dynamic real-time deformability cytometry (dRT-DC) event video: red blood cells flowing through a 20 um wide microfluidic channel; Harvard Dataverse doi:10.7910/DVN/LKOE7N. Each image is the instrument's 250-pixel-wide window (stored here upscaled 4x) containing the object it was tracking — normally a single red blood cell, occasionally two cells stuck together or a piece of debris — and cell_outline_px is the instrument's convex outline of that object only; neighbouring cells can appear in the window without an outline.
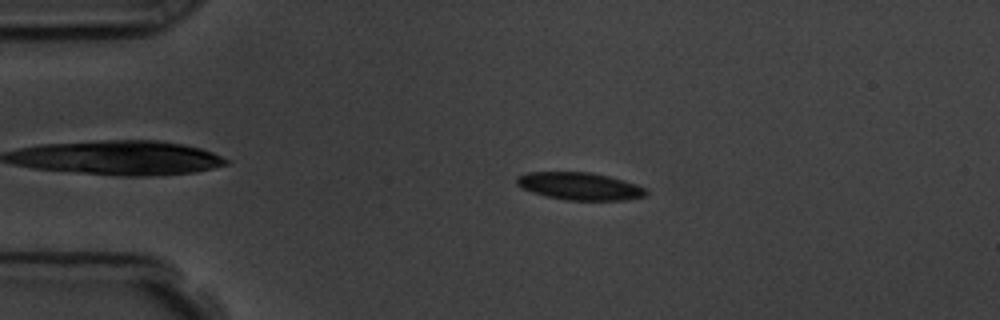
{"species": "common noctule bat (a hibernating species)", "species_latin": "Nyctalus noctula", "temperature_condition": "room temperature", "stored_images_in_passage": 55, "camera_frame_rate_fps": 3000, "um_per_image_px": 0.085, "animal": {"sex": "male", "body_mass_g": 19.5, "forearm_length_mm": 54.6}, "frame": {"image": 1, "passage_image": 10, "time_ms": 3.0, "image_size_px": [1000, 320], "cell_outline_px": [[648, 192], [644, 196], [624, 200], [564, 200], [532, 192], [516, 184], [516, 176], [528, 172], [592, 172], [608, 176], [636, 184], [644, 188]], "centroid_in_image_um": [49.26, 15.82], "position_along_channel_um": 35.7, "area_um2": 20.58}}
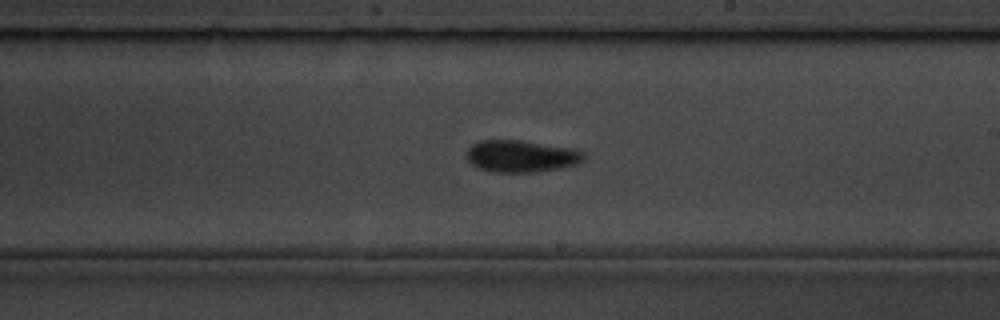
{"frame": {"image": 2, "passage_image": 31, "time_ms": 10.0, "image_size_px": [1000, 320], "cell_outline_px": [[584, 160], [580, 164], [560, 168], [536, 172], [492, 172], [480, 168], [472, 164], [468, 160], [468, 148], [472, 144], [480, 140], [520, 140], [576, 148], [584, 152]], "centroid_in_image_um": [44.36, 13.27], "position_along_channel_um": 244.6, "area_um2": 22.02}}
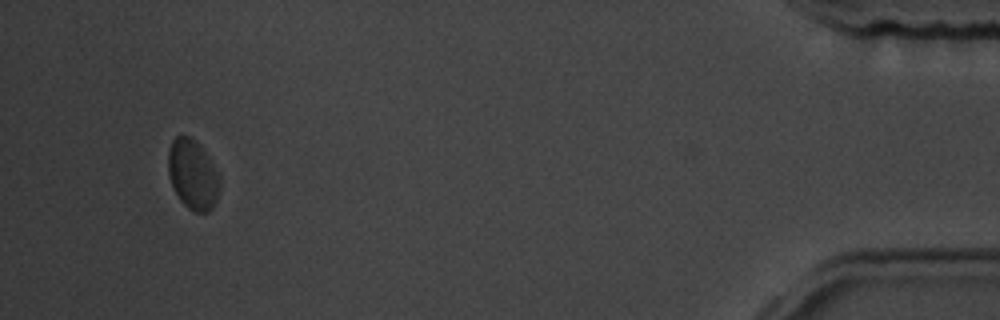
{"frame": {"image": 3, "passage_image": 52, "time_ms": 17.0, "image_size_px": [1000, 320], "cell_outline_px": [[220, 184], [216, 200], [212, 208], [208, 212], [196, 212], [188, 208], [180, 200], [168, 176], [168, 152], [172, 140], [176, 136], [188, 136], [196, 140], [220, 176]], "centroid_in_image_um": [16.37, 14.84], "position_along_channel_um": 418.8, "area_um2": 20.75}, "authors_computed_cell_mechanics": {"area_um2": 21.0392, "velocity_mm_per_s": 3.5508, "shape_relaxation_time_tau1_ms": 2.4725, "shape_relaxation_time_tau2_ms": 3.0159, "deformation_change_tau1": 0.0608, "deformation_change_tau2": 0.0575}}